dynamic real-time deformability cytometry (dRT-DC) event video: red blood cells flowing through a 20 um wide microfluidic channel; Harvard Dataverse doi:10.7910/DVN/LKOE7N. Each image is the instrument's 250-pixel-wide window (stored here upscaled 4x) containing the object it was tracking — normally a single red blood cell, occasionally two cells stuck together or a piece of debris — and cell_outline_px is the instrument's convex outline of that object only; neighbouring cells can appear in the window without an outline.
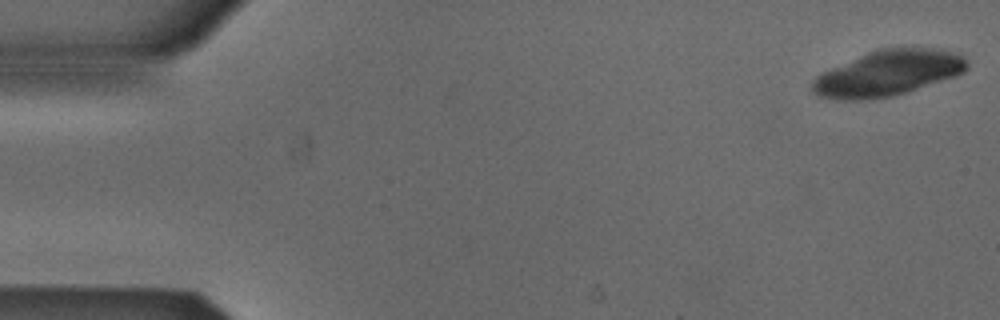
{"species": "Egyptian fruit bat (a non-hibernating species)", "species_latin": "Rousettus aegyptiacus", "temperature_condition": "cold", "stored_images_in_passage": 9, "camera_frame_rate_fps": 3000, "um_per_image_px": 0.085, "animal": {"sex": "male"}, "frame": {"image": 1, "passage_image": 1, "time_ms": 0.0, "image_size_px": [1000, 320], "cell_outline_px": [[968, 68], [964, 72], [956, 76], [908, 92], [892, 96], [860, 100], [836, 100], [820, 96], [812, 92], [812, 80], [816, 76], [832, 68], [876, 48], [936, 48], [960, 52], [968, 60]], "centroid_in_image_um": [75.53, 6.21], "position_along_channel_um": 9.5, "area_um2": 41.33}}